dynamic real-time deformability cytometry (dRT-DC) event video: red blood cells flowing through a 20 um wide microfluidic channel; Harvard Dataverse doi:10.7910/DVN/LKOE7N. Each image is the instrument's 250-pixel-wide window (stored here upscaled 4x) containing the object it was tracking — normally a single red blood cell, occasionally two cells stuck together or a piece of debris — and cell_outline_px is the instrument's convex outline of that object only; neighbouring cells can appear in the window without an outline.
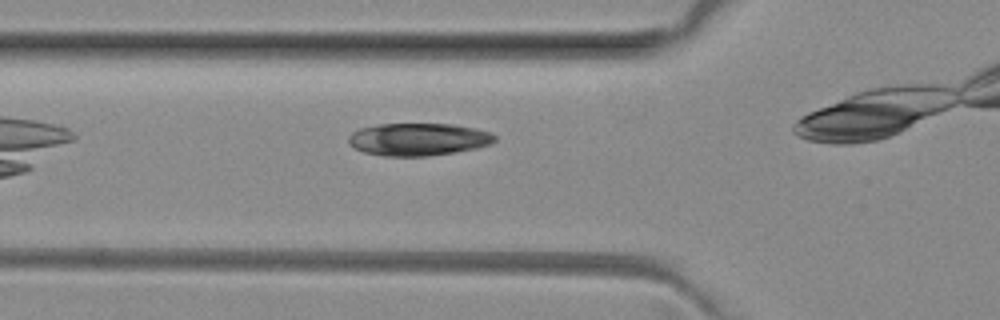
{"species": "common noctule bat (a hibernating species)", "species_latin": "Nyctalus noctula", "temperature_condition": "room temperature", "stored_images_in_passage": 6, "camera_frame_rate_fps": 3000, "um_per_image_px": 0.085, "animal": {"sex": "female", "body_mass_g": 29.2, "forearm_length_mm": 56.3}, "frame": {"image": 1, "passage_image": 2, "time_ms": 0.333, "image_size_px": [1000, 320], "cell_outline_px": [[496, 140], [492, 144], [476, 148], [428, 156], [384, 156], [364, 152], [348, 144], [348, 136], [352, 132], [360, 128], [380, 124], [452, 124], [476, 128], [488, 132], [496, 136]], "centroid_in_image_um": [35.55, 11.84], "position_along_channel_um": 90.3, "area_um2": 27.69}}
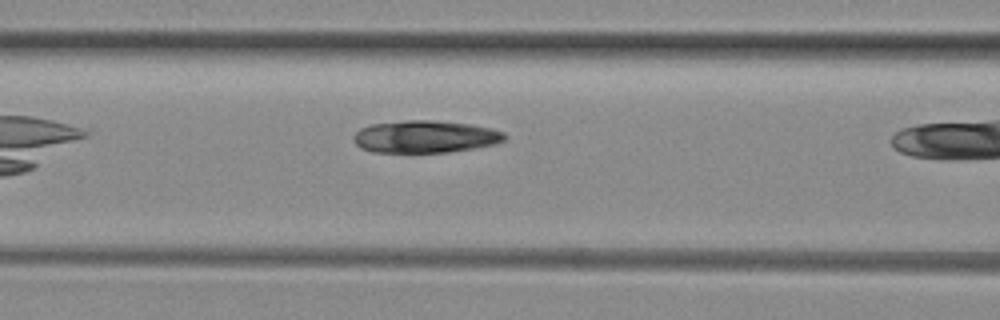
{"frame": {"image": 2, "passage_image": 5, "time_ms": 1.333, "image_size_px": [1000, 320], "cell_outline_px": [[508, 136], [504, 140], [492, 144], [476, 148], [448, 152], [372, 152], [360, 148], [356, 144], [352, 136], [360, 128], [372, 124], [404, 120], [432, 120], [468, 124], [492, 128], [504, 132]], "centroid_in_image_um": [36.13, 11.61], "position_along_channel_um": 130.5, "area_um2": 28.5}}